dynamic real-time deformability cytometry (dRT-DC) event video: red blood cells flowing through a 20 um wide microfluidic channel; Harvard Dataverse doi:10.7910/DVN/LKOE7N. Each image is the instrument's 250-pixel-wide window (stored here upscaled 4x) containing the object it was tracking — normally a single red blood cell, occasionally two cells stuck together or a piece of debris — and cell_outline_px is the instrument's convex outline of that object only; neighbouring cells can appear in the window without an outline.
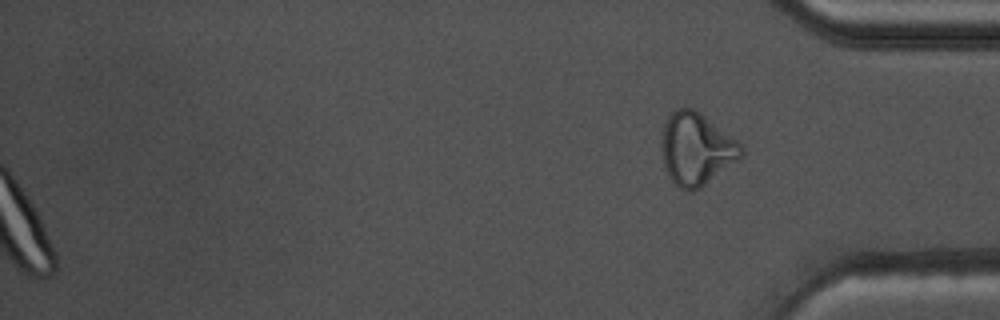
{"species": "common noctule bat (a hibernating species)", "species_latin": "Nyctalus noctula", "temperature_condition": "warm", "stored_images_in_passage": 54, "segment_of_instrument_passage": [2, 2], "camera_frame_rate_fps": 3000, "um_per_image_px": 0.085, "animal": {"sex": "male", "body_mass_g": 17.5, "forearm_length_mm": 52.3}, "frame": {"image": 1, "passage_image": 54, "time_ms": 17.667, "image_size_px": [1000, 320], "cell_outline_px": [[744, 152], [736, 160], [700, 188], [692, 192], [688, 192], [680, 188], [668, 176], [664, 164], [660, 148], [660, 144], [664, 124], [668, 116], [676, 108], [692, 108], [700, 112], [736, 140], [744, 148]], "centroid_in_image_um": [59.14, 12.65], "position_along_channel_um": 376.1, "area_um2": 33.23}}